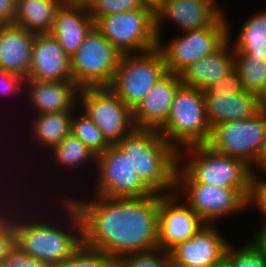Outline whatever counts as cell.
Returning a JSON list of instances; mask_svg holds the SVG:
<instances>
[{
    "label": "cell",
    "mask_w": 266,
    "mask_h": 267,
    "mask_svg": "<svg viewBox=\"0 0 266 267\" xmlns=\"http://www.w3.org/2000/svg\"><path fill=\"white\" fill-rule=\"evenodd\" d=\"M95 0H63V2L71 5L89 8Z\"/></svg>",
    "instance_id": "43"
},
{
    "label": "cell",
    "mask_w": 266,
    "mask_h": 267,
    "mask_svg": "<svg viewBox=\"0 0 266 267\" xmlns=\"http://www.w3.org/2000/svg\"><path fill=\"white\" fill-rule=\"evenodd\" d=\"M115 145L128 157L134 172L155 194L175 192L178 151L154 129H135Z\"/></svg>",
    "instance_id": "3"
},
{
    "label": "cell",
    "mask_w": 266,
    "mask_h": 267,
    "mask_svg": "<svg viewBox=\"0 0 266 267\" xmlns=\"http://www.w3.org/2000/svg\"><path fill=\"white\" fill-rule=\"evenodd\" d=\"M209 90H230L231 93H242L245 92L246 89L243 84V80L241 79L240 73L234 67L227 73L225 76H222L217 81L213 82L208 87Z\"/></svg>",
    "instance_id": "38"
},
{
    "label": "cell",
    "mask_w": 266,
    "mask_h": 267,
    "mask_svg": "<svg viewBox=\"0 0 266 267\" xmlns=\"http://www.w3.org/2000/svg\"><path fill=\"white\" fill-rule=\"evenodd\" d=\"M94 27L123 55L158 48L155 3L144 8L105 16H91Z\"/></svg>",
    "instance_id": "5"
},
{
    "label": "cell",
    "mask_w": 266,
    "mask_h": 267,
    "mask_svg": "<svg viewBox=\"0 0 266 267\" xmlns=\"http://www.w3.org/2000/svg\"><path fill=\"white\" fill-rule=\"evenodd\" d=\"M253 169L243 160L213 151L207 144L178 150L175 183H203L232 189H251Z\"/></svg>",
    "instance_id": "4"
},
{
    "label": "cell",
    "mask_w": 266,
    "mask_h": 267,
    "mask_svg": "<svg viewBox=\"0 0 266 267\" xmlns=\"http://www.w3.org/2000/svg\"><path fill=\"white\" fill-rule=\"evenodd\" d=\"M209 267H232L228 259L224 256L220 261Z\"/></svg>",
    "instance_id": "45"
},
{
    "label": "cell",
    "mask_w": 266,
    "mask_h": 267,
    "mask_svg": "<svg viewBox=\"0 0 266 267\" xmlns=\"http://www.w3.org/2000/svg\"><path fill=\"white\" fill-rule=\"evenodd\" d=\"M223 13L211 26L198 30L181 32L172 36L169 41L159 39L167 72L180 74L192 63L212 54L228 39V23Z\"/></svg>",
    "instance_id": "9"
},
{
    "label": "cell",
    "mask_w": 266,
    "mask_h": 267,
    "mask_svg": "<svg viewBox=\"0 0 266 267\" xmlns=\"http://www.w3.org/2000/svg\"><path fill=\"white\" fill-rule=\"evenodd\" d=\"M66 189L69 190L67 194L62 193L60 196L58 194L57 198L67 197L78 211L82 223L84 246L110 255L117 261L128 253L159 248L160 194L154 193L147 197L110 198L91 194H88L90 196L88 197L82 191L80 192L82 196L85 194L83 198L76 191L70 194L71 191L67 186Z\"/></svg>",
    "instance_id": "1"
},
{
    "label": "cell",
    "mask_w": 266,
    "mask_h": 267,
    "mask_svg": "<svg viewBox=\"0 0 266 267\" xmlns=\"http://www.w3.org/2000/svg\"><path fill=\"white\" fill-rule=\"evenodd\" d=\"M253 175L250 196L248 199V207L253 205L262 214V222L260 225H266V179L265 177Z\"/></svg>",
    "instance_id": "36"
},
{
    "label": "cell",
    "mask_w": 266,
    "mask_h": 267,
    "mask_svg": "<svg viewBox=\"0 0 266 267\" xmlns=\"http://www.w3.org/2000/svg\"><path fill=\"white\" fill-rule=\"evenodd\" d=\"M207 121L211 130L218 124L245 120L261 108L258 95L245 91L203 90Z\"/></svg>",
    "instance_id": "20"
},
{
    "label": "cell",
    "mask_w": 266,
    "mask_h": 267,
    "mask_svg": "<svg viewBox=\"0 0 266 267\" xmlns=\"http://www.w3.org/2000/svg\"><path fill=\"white\" fill-rule=\"evenodd\" d=\"M227 23V39L233 47L234 54H244L246 57H266V10L253 12L244 21L242 28L234 38H231L232 28H230L229 20Z\"/></svg>",
    "instance_id": "26"
},
{
    "label": "cell",
    "mask_w": 266,
    "mask_h": 267,
    "mask_svg": "<svg viewBox=\"0 0 266 267\" xmlns=\"http://www.w3.org/2000/svg\"><path fill=\"white\" fill-rule=\"evenodd\" d=\"M11 167H13V168H15V170L17 171L16 172V175H18L19 176V179H18V176L16 177V178H14V180H12L11 178H9L8 179V185H7V188L9 187V192L11 193H9L8 192V189L6 188V186L4 185V184H2V179L0 178V188L2 187L1 185H3L4 186V188L2 187V189H0V230H12L13 229V222H14V219H15V216H16V214H17V212L23 207V205H25V203L26 202H28L29 201V199H31L30 198V196L34 193L35 195H34V197L35 198H40V197H37L38 195L40 196V194H41V196H42V192L40 193V191L39 192H37L36 191V189L34 190V191H32L30 188L32 187L31 185H32V183L30 184L29 182L27 183V184H25L24 183V180H23V182H20L21 181V179H22V175L24 174L23 172H21V177H20V172H18V170L19 169H16L17 167L15 166L14 167V165L13 166H10V168ZM18 173V174H17ZM17 181V183H16V181ZM10 181L12 182L11 184H9L10 183ZM20 183H19V182ZM16 183V184H15ZM21 183H23L24 185L22 186L21 185ZM17 184H19V185H17ZM30 184V185H29ZM11 187H10V186ZM28 186V188H29V190H28V188H27V186ZM16 186V187H15ZM18 186V187H17ZM22 186V187H21ZM26 186V187H25ZM19 187H20V189H19ZM25 187V188H24ZM12 188H15V189H13L12 190ZM24 189V190H22V189ZM4 189V190H3ZM7 189V190H6ZM19 190H21V192L19 191ZM4 191H6V192H4ZM22 191H23V193H22ZM25 191L28 193H25ZM29 191H31V192H29ZM8 192V193H7ZM12 192H13V194H12ZM15 192V193H14ZM6 193V194H5ZM26 195H25V194ZM31 193V194H30ZM38 195H37V194ZM10 194V195H9ZM5 195V196H4ZM6 195H8L7 197H6ZM17 195V196H16ZM20 195V196H19ZM22 195L23 196H25L26 197V199H25V197H22ZM17 199H16V198ZM29 197V198H28ZM1 198H2V200H1ZM6 198V199H5ZM18 198H20V199H18ZM23 198V199H22ZM13 200V201H12ZM21 200V201H20ZM4 202V203H3ZM7 204V205H6ZM19 205V206H18ZM22 205V206H21Z\"/></svg>",
    "instance_id": "28"
},
{
    "label": "cell",
    "mask_w": 266,
    "mask_h": 267,
    "mask_svg": "<svg viewBox=\"0 0 266 267\" xmlns=\"http://www.w3.org/2000/svg\"><path fill=\"white\" fill-rule=\"evenodd\" d=\"M234 68V50L227 40L219 49L189 65L179 75L182 85L205 90Z\"/></svg>",
    "instance_id": "23"
},
{
    "label": "cell",
    "mask_w": 266,
    "mask_h": 267,
    "mask_svg": "<svg viewBox=\"0 0 266 267\" xmlns=\"http://www.w3.org/2000/svg\"><path fill=\"white\" fill-rule=\"evenodd\" d=\"M170 258L167 251L160 248L123 255L117 261V267H169Z\"/></svg>",
    "instance_id": "33"
},
{
    "label": "cell",
    "mask_w": 266,
    "mask_h": 267,
    "mask_svg": "<svg viewBox=\"0 0 266 267\" xmlns=\"http://www.w3.org/2000/svg\"><path fill=\"white\" fill-rule=\"evenodd\" d=\"M234 67L240 73L246 91L259 95L266 85V57L234 54Z\"/></svg>",
    "instance_id": "30"
},
{
    "label": "cell",
    "mask_w": 266,
    "mask_h": 267,
    "mask_svg": "<svg viewBox=\"0 0 266 267\" xmlns=\"http://www.w3.org/2000/svg\"><path fill=\"white\" fill-rule=\"evenodd\" d=\"M94 28V20L87 7L63 2L57 9L49 34L54 37L65 53L71 57L83 44Z\"/></svg>",
    "instance_id": "21"
},
{
    "label": "cell",
    "mask_w": 266,
    "mask_h": 267,
    "mask_svg": "<svg viewBox=\"0 0 266 267\" xmlns=\"http://www.w3.org/2000/svg\"><path fill=\"white\" fill-rule=\"evenodd\" d=\"M122 54L94 27L70 57L72 82L80 89L108 87Z\"/></svg>",
    "instance_id": "10"
},
{
    "label": "cell",
    "mask_w": 266,
    "mask_h": 267,
    "mask_svg": "<svg viewBox=\"0 0 266 267\" xmlns=\"http://www.w3.org/2000/svg\"><path fill=\"white\" fill-rule=\"evenodd\" d=\"M206 223L175 192L159 196L158 245L169 251L189 240Z\"/></svg>",
    "instance_id": "15"
},
{
    "label": "cell",
    "mask_w": 266,
    "mask_h": 267,
    "mask_svg": "<svg viewBox=\"0 0 266 267\" xmlns=\"http://www.w3.org/2000/svg\"><path fill=\"white\" fill-rule=\"evenodd\" d=\"M3 264L5 267H51L48 263L40 261L31 255H27L15 244L7 252Z\"/></svg>",
    "instance_id": "37"
},
{
    "label": "cell",
    "mask_w": 266,
    "mask_h": 267,
    "mask_svg": "<svg viewBox=\"0 0 266 267\" xmlns=\"http://www.w3.org/2000/svg\"><path fill=\"white\" fill-rule=\"evenodd\" d=\"M207 145L215 152L243 160L254 169L266 145V110L245 120L218 124Z\"/></svg>",
    "instance_id": "7"
},
{
    "label": "cell",
    "mask_w": 266,
    "mask_h": 267,
    "mask_svg": "<svg viewBox=\"0 0 266 267\" xmlns=\"http://www.w3.org/2000/svg\"><path fill=\"white\" fill-rule=\"evenodd\" d=\"M151 0H95L88 8L91 16H105L144 8Z\"/></svg>",
    "instance_id": "34"
},
{
    "label": "cell",
    "mask_w": 266,
    "mask_h": 267,
    "mask_svg": "<svg viewBox=\"0 0 266 267\" xmlns=\"http://www.w3.org/2000/svg\"><path fill=\"white\" fill-rule=\"evenodd\" d=\"M158 132L177 151L190 145L207 144L211 128L203 90L181 85L174 95L168 119Z\"/></svg>",
    "instance_id": "6"
},
{
    "label": "cell",
    "mask_w": 266,
    "mask_h": 267,
    "mask_svg": "<svg viewBox=\"0 0 266 267\" xmlns=\"http://www.w3.org/2000/svg\"><path fill=\"white\" fill-rule=\"evenodd\" d=\"M251 189H232L203 183H175V193L206 223L216 224L246 211ZM183 195V196H182ZM240 211V212H239ZM222 219V220H221Z\"/></svg>",
    "instance_id": "12"
},
{
    "label": "cell",
    "mask_w": 266,
    "mask_h": 267,
    "mask_svg": "<svg viewBox=\"0 0 266 267\" xmlns=\"http://www.w3.org/2000/svg\"><path fill=\"white\" fill-rule=\"evenodd\" d=\"M79 90L72 81L25 79V105L31 104L27 108L34 109L33 114L74 111L78 107Z\"/></svg>",
    "instance_id": "18"
},
{
    "label": "cell",
    "mask_w": 266,
    "mask_h": 267,
    "mask_svg": "<svg viewBox=\"0 0 266 267\" xmlns=\"http://www.w3.org/2000/svg\"><path fill=\"white\" fill-rule=\"evenodd\" d=\"M260 108L266 110V85L262 92L258 95Z\"/></svg>",
    "instance_id": "44"
},
{
    "label": "cell",
    "mask_w": 266,
    "mask_h": 267,
    "mask_svg": "<svg viewBox=\"0 0 266 267\" xmlns=\"http://www.w3.org/2000/svg\"><path fill=\"white\" fill-rule=\"evenodd\" d=\"M95 167L93 173L97 174L95 173V183L92 184L95 185V191H87L92 193L91 195L124 198L147 197L154 194L134 172L128 157L115 144H111L103 153L96 156Z\"/></svg>",
    "instance_id": "13"
},
{
    "label": "cell",
    "mask_w": 266,
    "mask_h": 267,
    "mask_svg": "<svg viewBox=\"0 0 266 267\" xmlns=\"http://www.w3.org/2000/svg\"><path fill=\"white\" fill-rule=\"evenodd\" d=\"M154 3L158 40L162 39L165 21L177 25L180 33L207 28L225 12L218 7L217 0H154Z\"/></svg>",
    "instance_id": "14"
},
{
    "label": "cell",
    "mask_w": 266,
    "mask_h": 267,
    "mask_svg": "<svg viewBox=\"0 0 266 267\" xmlns=\"http://www.w3.org/2000/svg\"><path fill=\"white\" fill-rule=\"evenodd\" d=\"M58 267H117V260L83 244Z\"/></svg>",
    "instance_id": "32"
},
{
    "label": "cell",
    "mask_w": 266,
    "mask_h": 267,
    "mask_svg": "<svg viewBox=\"0 0 266 267\" xmlns=\"http://www.w3.org/2000/svg\"><path fill=\"white\" fill-rule=\"evenodd\" d=\"M182 85L179 74L167 72L133 109L136 129L159 130L167 121L174 95Z\"/></svg>",
    "instance_id": "17"
},
{
    "label": "cell",
    "mask_w": 266,
    "mask_h": 267,
    "mask_svg": "<svg viewBox=\"0 0 266 267\" xmlns=\"http://www.w3.org/2000/svg\"><path fill=\"white\" fill-rule=\"evenodd\" d=\"M17 0H0V25L14 24Z\"/></svg>",
    "instance_id": "39"
},
{
    "label": "cell",
    "mask_w": 266,
    "mask_h": 267,
    "mask_svg": "<svg viewBox=\"0 0 266 267\" xmlns=\"http://www.w3.org/2000/svg\"><path fill=\"white\" fill-rule=\"evenodd\" d=\"M166 73L165 60L158 48L123 54L108 88L133 110Z\"/></svg>",
    "instance_id": "8"
},
{
    "label": "cell",
    "mask_w": 266,
    "mask_h": 267,
    "mask_svg": "<svg viewBox=\"0 0 266 267\" xmlns=\"http://www.w3.org/2000/svg\"><path fill=\"white\" fill-rule=\"evenodd\" d=\"M216 224H205L189 240L177 243L168 253L170 264L209 267L225 256L229 240Z\"/></svg>",
    "instance_id": "16"
},
{
    "label": "cell",
    "mask_w": 266,
    "mask_h": 267,
    "mask_svg": "<svg viewBox=\"0 0 266 267\" xmlns=\"http://www.w3.org/2000/svg\"><path fill=\"white\" fill-rule=\"evenodd\" d=\"M250 239L266 255V225H258Z\"/></svg>",
    "instance_id": "41"
},
{
    "label": "cell",
    "mask_w": 266,
    "mask_h": 267,
    "mask_svg": "<svg viewBox=\"0 0 266 267\" xmlns=\"http://www.w3.org/2000/svg\"><path fill=\"white\" fill-rule=\"evenodd\" d=\"M169 267H194V266H188V265H182V264H170Z\"/></svg>",
    "instance_id": "46"
},
{
    "label": "cell",
    "mask_w": 266,
    "mask_h": 267,
    "mask_svg": "<svg viewBox=\"0 0 266 267\" xmlns=\"http://www.w3.org/2000/svg\"><path fill=\"white\" fill-rule=\"evenodd\" d=\"M70 133L85 144L96 156L103 153L111 145L102 131L79 107L73 111Z\"/></svg>",
    "instance_id": "29"
},
{
    "label": "cell",
    "mask_w": 266,
    "mask_h": 267,
    "mask_svg": "<svg viewBox=\"0 0 266 267\" xmlns=\"http://www.w3.org/2000/svg\"><path fill=\"white\" fill-rule=\"evenodd\" d=\"M46 155H47L46 159L47 160L50 159L48 160L49 161L48 164L52 161L51 162L52 165H50V167L48 165L46 168L50 170L54 169V172H55V169L57 170L58 168L57 173L64 171L65 178H66L65 176L66 173L70 175L71 173L69 172L71 171L74 172V173L72 172L71 175L75 173L79 175L81 171L84 172L83 170L84 167L86 170L88 168V170H90V172L92 173L91 169H89L91 167L89 166L91 165L93 167V164L94 166H96V155L92 153V151H90L85 144H83L77 137L73 136L71 133L67 135L59 144L53 146L47 152V154H45L44 157H46Z\"/></svg>",
    "instance_id": "25"
},
{
    "label": "cell",
    "mask_w": 266,
    "mask_h": 267,
    "mask_svg": "<svg viewBox=\"0 0 266 267\" xmlns=\"http://www.w3.org/2000/svg\"><path fill=\"white\" fill-rule=\"evenodd\" d=\"M34 33L14 24L0 25V68L28 77Z\"/></svg>",
    "instance_id": "22"
},
{
    "label": "cell",
    "mask_w": 266,
    "mask_h": 267,
    "mask_svg": "<svg viewBox=\"0 0 266 267\" xmlns=\"http://www.w3.org/2000/svg\"><path fill=\"white\" fill-rule=\"evenodd\" d=\"M225 257L232 267H266V255L250 239L241 246L228 243Z\"/></svg>",
    "instance_id": "31"
},
{
    "label": "cell",
    "mask_w": 266,
    "mask_h": 267,
    "mask_svg": "<svg viewBox=\"0 0 266 267\" xmlns=\"http://www.w3.org/2000/svg\"><path fill=\"white\" fill-rule=\"evenodd\" d=\"M62 3L63 0H17L14 25L34 34H48Z\"/></svg>",
    "instance_id": "27"
},
{
    "label": "cell",
    "mask_w": 266,
    "mask_h": 267,
    "mask_svg": "<svg viewBox=\"0 0 266 267\" xmlns=\"http://www.w3.org/2000/svg\"><path fill=\"white\" fill-rule=\"evenodd\" d=\"M43 196L46 197V200L44 197L43 200L42 198L37 200L32 195L31 199L17 212L13 222L14 244L27 255L36 257L51 267H58L82 244L81 218L67 197H58V199L56 197L57 201H52L49 198L53 196ZM44 200L45 204L48 202L47 206L43 203ZM54 205L56 209L52 207ZM49 206L50 209L53 208L52 212L48 210ZM60 215L66 216L61 217Z\"/></svg>",
    "instance_id": "2"
},
{
    "label": "cell",
    "mask_w": 266,
    "mask_h": 267,
    "mask_svg": "<svg viewBox=\"0 0 266 267\" xmlns=\"http://www.w3.org/2000/svg\"><path fill=\"white\" fill-rule=\"evenodd\" d=\"M78 107L102 131L110 144L117 143L136 129L133 110L108 87L81 88Z\"/></svg>",
    "instance_id": "11"
},
{
    "label": "cell",
    "mask_w": 266,
    "mask_h": 267,
    "mask_svg": "<svg viewBox=\"0 0 266 267\" xmlns=\"http://www.w3.org/2000/svg\"><path fill=\"white\" fill-rule=\"evenodd\" d=\"M0 267H5V265L3 263H0Z\"/></svg>",
    "instance_id": "47"
},
{
    "label": "cell",
    "mask_w": 266,
    "mask_h": 267,
    "mask_svg": "<svg viewBox=\"0 0 266 267\" xmlns=\"http://www.w3.org/2000/svg\"><path fill=\"white\" fill-rule=\"evenodd\" d=\"M33 115L34 117L31 116L30 121L28 119V123L30 122L28 127L30 130L28 129V131H30L29 136L31 137H29L30 141L28 138L27 143L34 146L32 148L34 150L38 146L40 147L37 154L43 152L42 149L47 153L53 146L59 144L70 134L73 111Z\"/></svg>",
    "instance_id": "24"
},
{
    "label": "cell",
    "mask_w": 266,
    "mask_h": 267,
    "mask_svg": "<svg viewBox=\"0 0 266 267\" xmlns=\"http://www.w3.org/2000/svg\"><path fill=\"white\" fill-rule=\"evenodd\" d=\"M28 77L38 81H72L70 57L48 34H35Z\"/></svg>",
    "instance_id": "19"
},
{
    "label": "cell",
    "mask_w": 266,
    "mask_h": 267,
    "mask_svg": "<svg viewBox=\"0 0 266 267\" xmlns=\"http://www.w3.org/2000/svg\"><path fill=\"white\" fill-rule=\"evenodd\" d=\"M23 90H25V78L23 76L3 71L0 68V98L3 97L2 100L12 96L19 98L20 95L24 94Z\"/></svg>",
    "instance_id": "35"
},
{
    "label": "cell",
    "mask_w": 266,
    "mask_h": 267,
    "mask_svg": "<svg viewBox=\"0 0 266 267\" xmlns=\"http://www.w3.org/2000/svg\"><path fill=\"white\" fill-rule=\"evenodd\" d=\"M253 174L256 176H260L259 174H261L263 177L266 175V145L257 166L253 169Z\"/></svg>",
    "instance_id": "42"
},
{
    "label": "cell",
    "mask_w": 266,
    "mask_h": 267,
    "mask_svg": "<svg viewBox=\"0 0 266 267\" xmlns=\"http://www.w3.org/2000/svg\"><path fill=\"white\" fill-rule=\"evenodd\" d=\"M14 245V230H0V263Z\"/></svg>",
    "instance_id": "40"
}]
</instances>
